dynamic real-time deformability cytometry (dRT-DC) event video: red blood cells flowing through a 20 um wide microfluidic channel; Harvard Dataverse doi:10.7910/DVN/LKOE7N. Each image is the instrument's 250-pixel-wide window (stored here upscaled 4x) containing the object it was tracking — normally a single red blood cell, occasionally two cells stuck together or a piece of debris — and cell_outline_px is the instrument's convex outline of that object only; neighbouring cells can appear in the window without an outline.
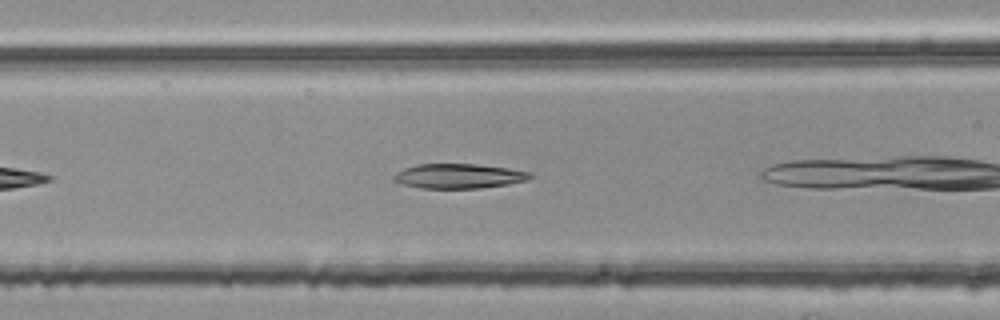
{"species": "common noctule bat (a hibernating species)", "species_latin": "Nyctalus noctula", "temperature_condition": "room temperature", "stored_images_in_passage": 28, "camera_frame_rate_fps": 3000, "um_per_image_px": 0.085, "animal": {"sex": "female", "body_mass_g": 25.1}, "frame": {"image": 1, "passage_image": 3, "time_ms": 0.667, "image_size_px": [1000, 320], "cell_outline_px": [[532, 176], [528, 180], [508, 184], [480, 188], [420, 188], [404, 184], [392, 180], [392, 176], [396, 172], [404, 168], [416, 164], [476, 164], [508, 168], [532, 172]], "centroid_in_image_um": [38.99, 14.96], "position_along_channel_um": 127.6, "area_um2": 19.65}}
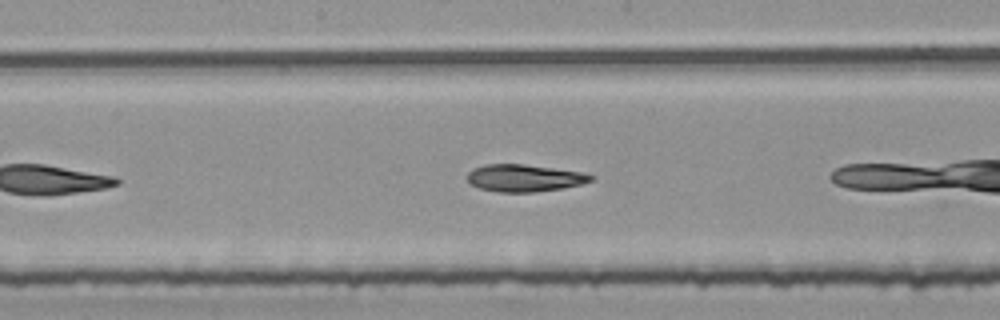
{"frame": {"image": 2, "passage_image": 9, "time_ms": 2.667, "image_size_px": [1000, 320], "cell_outline_px": [[592, 180], [580, 184], [564, 188], [536, 192], [496, 192], [480, 188], [472, 184], [468, 180], [468, 172], [472, 168], [484, 164], [524, 164], [584, 172], [592, 176]], "centroid_in_image_um": [44.55, 15.13], "position_along_channel_um": 203.6, "area_um2": 19.59}}
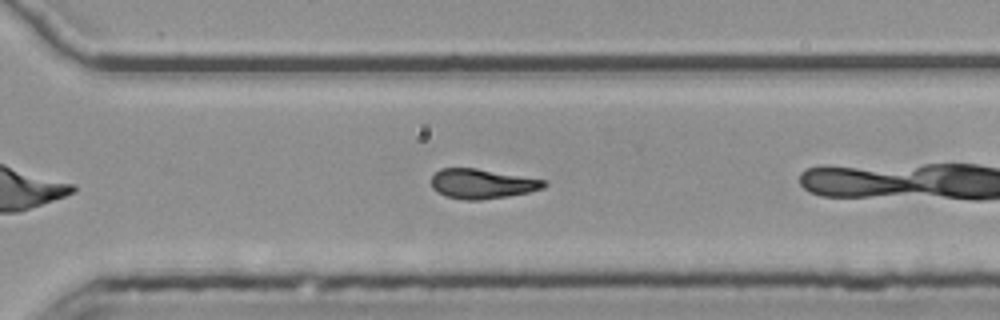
{"frame": {"image": 3, "passage_image": 19, "time_ms": 6.0, "image_size_px": [1000, 320], "cell_outline_px": [[548, 184], [544, 188], [528, 192], [508, 196], [480, 200], [464, 200], [444, 196], [436, 192], [432, 188], [432, 176], [440, 168], [476, 168], [548, 180]], "centroid_in_image_um": [40.99, 15.62], "position_along_channel_um": 329.6, "area_um2": 19.71}, "authors_computed_cell_mechanics": {"area_um2": 19.1607, "velocity_mm_per_s": 3.797, "shape_relaxation_time_tau1_ms": 6.2948, "shape_relaxation_time_tau2_ms": 3.0179, "deformation_change_tau1": 0.1739, "deformation_change_tau2": 0.0968}}